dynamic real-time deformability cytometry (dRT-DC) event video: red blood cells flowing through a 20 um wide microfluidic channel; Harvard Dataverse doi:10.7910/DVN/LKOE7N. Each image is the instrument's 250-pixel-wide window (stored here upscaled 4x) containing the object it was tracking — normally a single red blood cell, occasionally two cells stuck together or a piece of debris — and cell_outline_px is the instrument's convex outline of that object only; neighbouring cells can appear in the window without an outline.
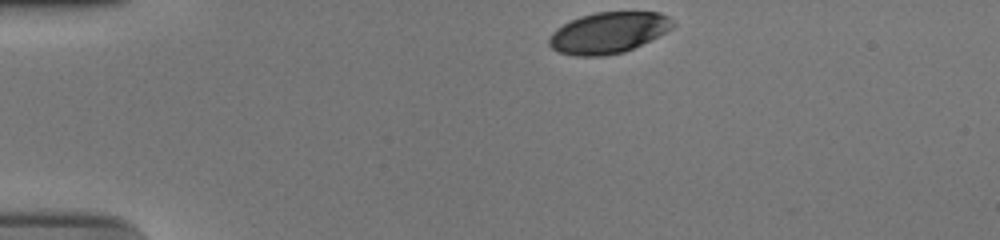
{"species": "human", "species_latin": "Homo sapiens", "temperature_condition": "cold", "stored_images_in_passage": 35, "camera_frame_rate_fps": 3000, "um_per_image_px": 0.085, "donor": {"sex": "male"}, "frame": {"image": 1, "passage_image": 1, "time_ms": 0.0, "image_size_px": [1000, 240], "cell_outline_px": [[676, 24], [672, 28], [624, 52], [604, 56], [572, 56], [560, 52], [552, 48], [548, 44], [548, 36], [556, 28], [580, 16], [596, 12], [660, 12], [668, 16]], "centroid_in_image_um": [51.67, 2.78], "position_along_channel_um": 33.3, "area_um2": 29.48}}
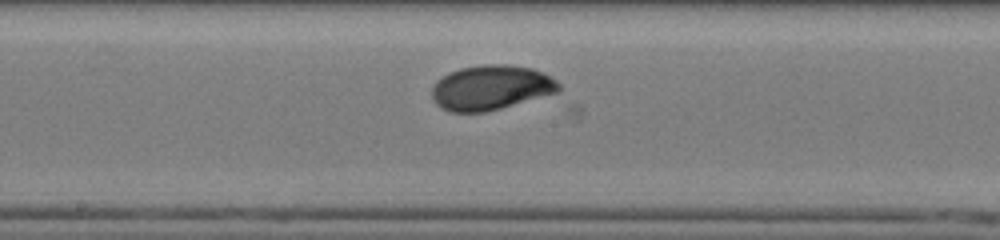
{"frame": {"image": 2, "passage_image": 20, "time_ms": 6.333, "image_size_px": [1000, 240], "cell_outline_px": [[560, 92], [500, 108], [484, 112], [448, 112], [440, 108], [432, 100], [432, 88], [436, 80], [448, 72], [460, 68], [484, 64], [508, 64], [532, 68], [556, 80], [560, 84]], "centroid_in_image_um": [41.7, 7.45], "position_along_channel_um": 206.5, "area_um2": 33.29}}
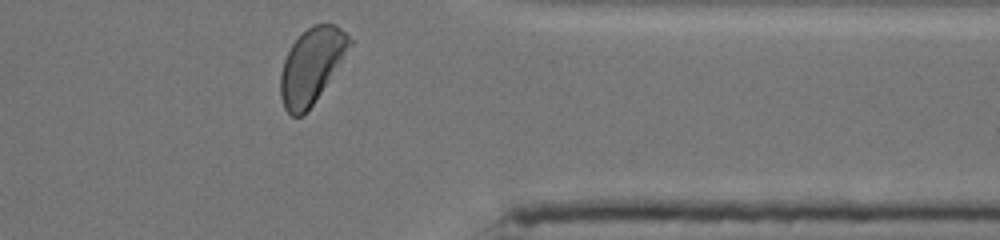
{"frame": {"image": 3, "passage_image": 35, "time_ms": 11.333, "image_size_px": [1000, 240], "cell_outline_px": [[352, 44], [312, 104], [300, 116], [292, 116], [284, 108], [280, 96], [280, 72], [284, 60], [292, 44], [312, 24], [336, 24], [352, 40]], "centroid_in_image_um": [26.45, 5.57], "position_along_channel_um": 385.0, "area_um2": 29.36}, "authors_computed_cell_mechanics": {"area_um2": 31.4432, "velocity_mm_per_s": 3.7178, "shape_relaxation_time_tau1_ms": 2.0157, "shape_relaxation_time_tau2_ms": null, "deformation_change_tau1": 0.1182, "deformation_change_tau2": null}}